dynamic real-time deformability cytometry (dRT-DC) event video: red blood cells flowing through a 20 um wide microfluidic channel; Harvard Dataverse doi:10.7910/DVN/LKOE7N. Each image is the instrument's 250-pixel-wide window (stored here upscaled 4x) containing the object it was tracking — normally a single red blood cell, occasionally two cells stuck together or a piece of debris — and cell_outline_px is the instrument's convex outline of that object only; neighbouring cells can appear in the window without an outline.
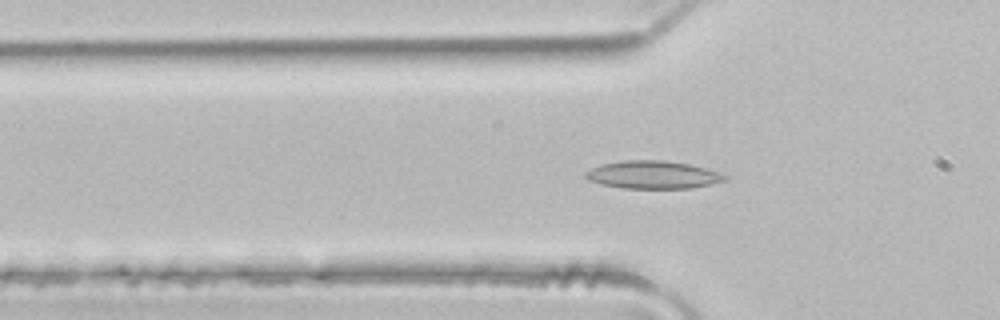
{"species": "common noctule bat (a hibernating species)", "species_latin": "Nyctalus noctula", "temperature_condition": "room temperature", "stored_images_in_passage": 42, "camera_frame_rate_fps": 3000, "um_per_image_px": 0.085, "animal": {"sex": "male", "body_mass_g": 21.5, "forearm_length_mm": 52.0}, "frame": {"image": 1, "passage_image": 15, "time_ms": 4.667, "image_size_px": [1000, 320], "cell_outline_px": [[728, 180], [712, 184], [692, 188], [624, 188], [600, 184], [588, 180], [584, 176], [584, 172], [600, 164], [624, 160], [664, 160], [688, 164], [704, 168], [728, 176]], "centroid_in_image_um": [55.47, 14.86], "position_along_channel_um": 70.3, "area_um2": 22.6}}
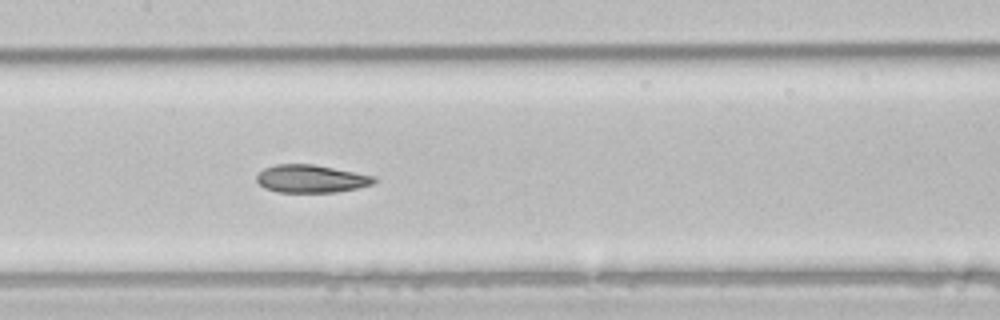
{"frame": {"image": 2, "passage_image": 23, "time_ms": 7.333, "image_size_px": [1000, 320], "cell_outline_px": [[376, 180], [372, 184], [356, 188], [336, 192], [276, 192], [264, 188], [256, 180], [256, 176], [264, 168], [276, 164], [316, 164], [376, 176]], "centroid_in_image_um": [26.44, 15.18], "position_along_channel_um": 181.0, "area_um2": 19.13}}
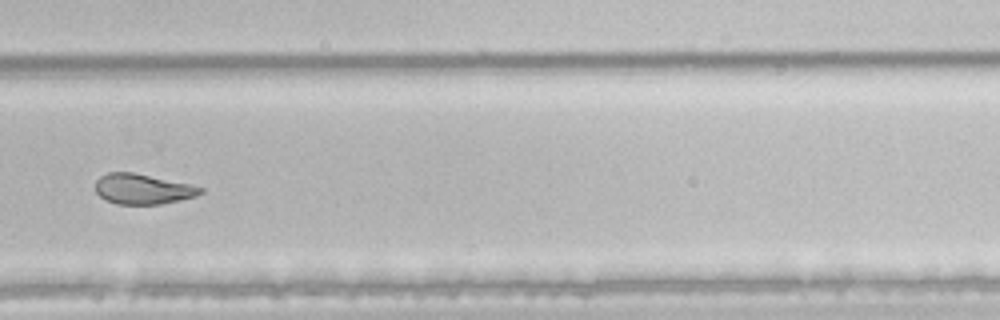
{"frame": {"image": 3, "passage_image": 33, "time_ms": 10.667, "image_size_px": [1000, 320], "cell_outline_px": [[204, 192], [196, 196], [180, 200], [160, 204], [116, 204], [100, 196], [96, 192], [96, 180], [100, 176], [108, 172], [132, 172], [192, 184], [204, 188]], "centroid_in_image_um": [12.16, 16.06], "position_along_channel_um": 317.6, "area_um2": 18.55}, "authors_computed_cell_mechanics": {"area_um2": 21.675, "velocity_mm_per_s": 4.1248, "shape_relaxation_time_tau1_ms": 9.8787, "shape_relaxation_time_tau2_ms": 3.0264, "deformation_change_tau1": 0.216, "deformation_change_tau2": 0.0926}}